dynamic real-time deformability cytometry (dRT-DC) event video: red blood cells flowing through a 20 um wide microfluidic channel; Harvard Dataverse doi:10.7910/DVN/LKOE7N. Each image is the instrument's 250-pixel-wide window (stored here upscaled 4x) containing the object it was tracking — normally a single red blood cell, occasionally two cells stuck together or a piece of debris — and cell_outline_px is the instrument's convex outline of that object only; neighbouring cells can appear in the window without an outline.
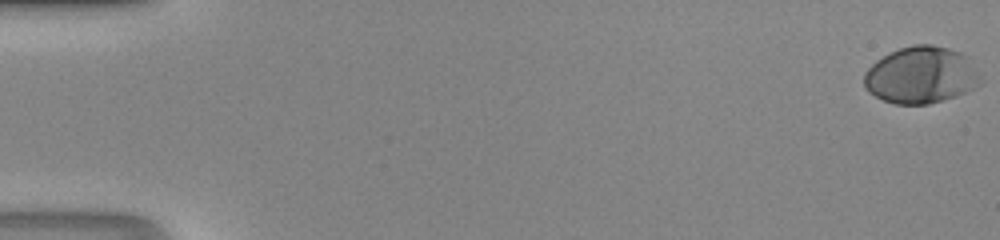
{"species": "human", "species_latin": "Homo sapiens", "temperature_condition": "room temperature", "stored_images_in_passage": 34, "camera_frame_rate_fps": 3000, "um_per_image_px": 0.085, "donor": {"sex": "male"}, "frame": {"image": 1, "passage_image": 1, "time_ms": 0.0, "image_size_px": [1000, 240], "cell_outline_px": [[980, 84], [956, 96], [928, 104], [896, 104], [884, 100], [868, 92], [864, 88], [864, 72], [876, 60], [900, 48], [912, 44], [932, 44], [948, 48], [960, 52], [968, 56], [980, 76]], "centroid_in_image_um": [78.27, 6.37], "position_along_channel_um": 6.7, "area_um2": 38.49}}
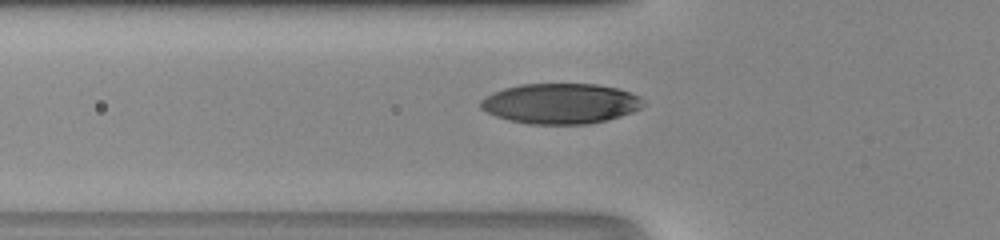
{"frame": {"image": 2, "passage_image": 19, "time_ms": 6.0, "image_size_px": [1000, 240], "cell_outline_px": [[644, 104], [640, 108], [632, 112], [620, 116], [588, 124], [528, 124], [508, 120], [496, 116], [480, 108], [480, 100], [484, 96], [492, 92], [504, 88], [520, 84], [596, 84], [616, 88], [632, 92], [640, 96]], "centroid_in_image_um": [47.62, 8.8], "position_along_channel_um": 78.2, "area_um2": 38.32}}
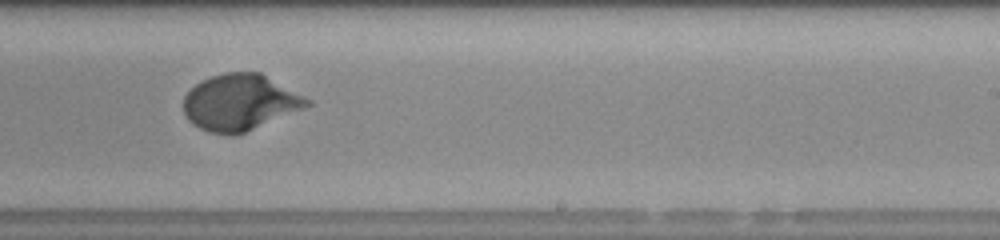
{"frame": {"image": 3, "passage_image": 32, "time_ms": 10.333, "image_size_px": [1000, 240], "cell_outline_px": [[312, 104], [244, 132], [212, 132], [200, 128], [192, 124], [188, 120], [184, 112], [184, 96], [200, 80], [212, 76], [228, 72], [260, 72], [312, 100]], "centroid_in_image_um": [20.38, 8.66], "position_along_channel_um": 268.6, "area_um2": 39.48}}